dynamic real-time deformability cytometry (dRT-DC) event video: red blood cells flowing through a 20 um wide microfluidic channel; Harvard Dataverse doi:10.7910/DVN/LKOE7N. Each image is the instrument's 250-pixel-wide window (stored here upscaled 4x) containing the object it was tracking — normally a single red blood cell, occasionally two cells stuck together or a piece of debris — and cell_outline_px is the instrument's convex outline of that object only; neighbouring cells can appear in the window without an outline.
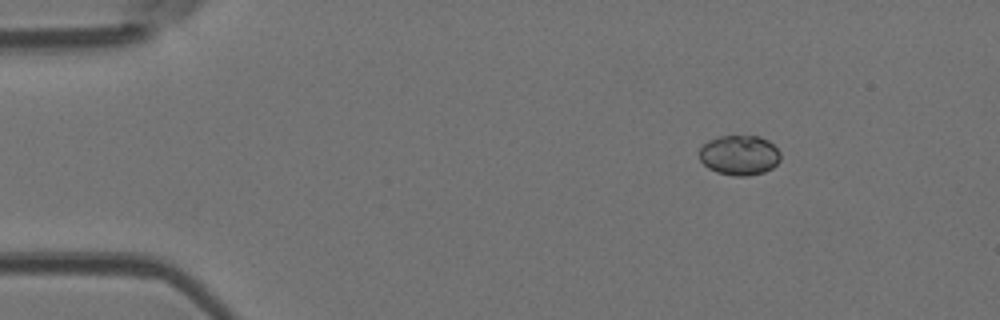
{"species": "Egyptian fruit bat (a non-hibernating species)", "species_latin": "Rousettus aegyptiacus", "temperature_condition": "room temperature", "stored_images_in_passage": 3, "camera_frame_rate_fps": 3000, "um_per_image_px": 0.085, "animal": {"sex": "female"}, "frame": {"image": 1, "passage_image": 3, "time_ms": 0.667, "image_size_px": [1000, 320], "cell_outline_px": [[780, 160], [772, 168], [764, 172], [748, 176], [736, 176], [716, 172], [708, 168], [700, 160], [700, 148], [708, 140], [720, 136], [760, 136], [768, 140], [780, 152]], "centroid_in_image_um": [62.85, 13.19], "position_along_channel_um": 22.1, "area_um2": 18.9}}